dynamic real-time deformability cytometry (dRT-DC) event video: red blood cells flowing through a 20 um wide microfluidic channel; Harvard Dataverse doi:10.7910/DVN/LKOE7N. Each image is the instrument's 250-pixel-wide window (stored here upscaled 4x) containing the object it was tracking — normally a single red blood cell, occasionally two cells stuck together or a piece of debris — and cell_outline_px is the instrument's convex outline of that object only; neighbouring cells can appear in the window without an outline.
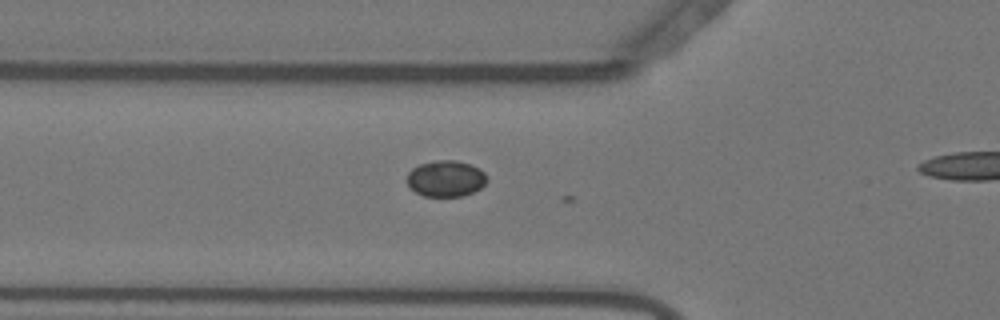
{"species": "Egyptian fruit bat (a non-hibernating species)", "species_latin": "Rousettus aegyptiacus", "temperature_condition": "warm", "stored_images_in_passage": 20, "camera_frame_rate_fps": 3000, "um_per_image_px": 0.085, "animal": {"sex": "female"}, "frame": {"image": 1, "passage_image": 11, "time_ms": 3.333, "image_size_px": [1000, 320], "cell_outline_px": [[488, 180], [480, 188], [464, 196], [424, 196], [416, 192], [408, 184], [408, 172], [412, 168], [420, 164], [436, 160], [456, 160], [480, 168], [488, 176]], "centroid_in_image_um": [37.92, 15.17], "position_along_channel_um": 87.9, "area_um2": 16.82}}
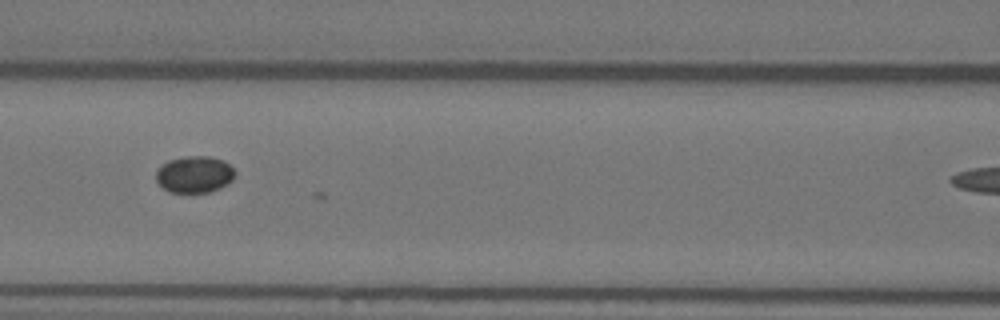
{"frame": {"image": 2, "passage_image": 16, "time_ms": 5.0, "image_size_px": [1000, 320], "cell_outline_px": [[236, 176], [228, 184], [220, 188], [208, 192], [168, 192], [156, 180], [156, 172], [168, 160], [188, 156], [208, 156], [224, 160], [236, 172]], "centroid_in_image_um": [16.56, 14.82], "position_along_channel_um": 150.0, "area_um2": 16.82}}